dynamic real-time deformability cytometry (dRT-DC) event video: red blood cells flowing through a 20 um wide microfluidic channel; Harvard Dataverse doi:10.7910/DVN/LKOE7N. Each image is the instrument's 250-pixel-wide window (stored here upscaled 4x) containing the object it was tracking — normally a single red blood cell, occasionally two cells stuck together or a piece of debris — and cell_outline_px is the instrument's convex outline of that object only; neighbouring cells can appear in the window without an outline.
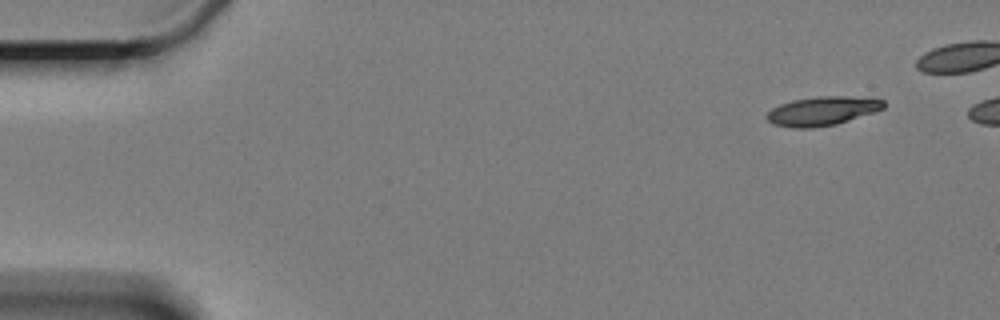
{"species": "Egyptian fruit bat (a non-hibernating species)", "species_latin": "Rousettus aegyptiacus", "temperature_condition": "cold", "stored_images_in_passage": 2, "camera_frame_rate_fps": 3000, "um_per_image_px": 0.085, "animal": {"sex": "female"}, "frame": {"image": 1, "passage_image": 2, "time_ms": 2.0, "image_size_px": [1000, 320], "cell_outline_px": [[884, 108], [836, 124], [812, 128], [792, 128], [772, 124], [764, 116], [772, 108], [780, 104], [792, 100], [816, 96], [844, 96], [884, 100]], "centroid_in_image_um": [69.81, 9.44], "position_along_channel_um": 15.2, "area_um2": 19.54}}